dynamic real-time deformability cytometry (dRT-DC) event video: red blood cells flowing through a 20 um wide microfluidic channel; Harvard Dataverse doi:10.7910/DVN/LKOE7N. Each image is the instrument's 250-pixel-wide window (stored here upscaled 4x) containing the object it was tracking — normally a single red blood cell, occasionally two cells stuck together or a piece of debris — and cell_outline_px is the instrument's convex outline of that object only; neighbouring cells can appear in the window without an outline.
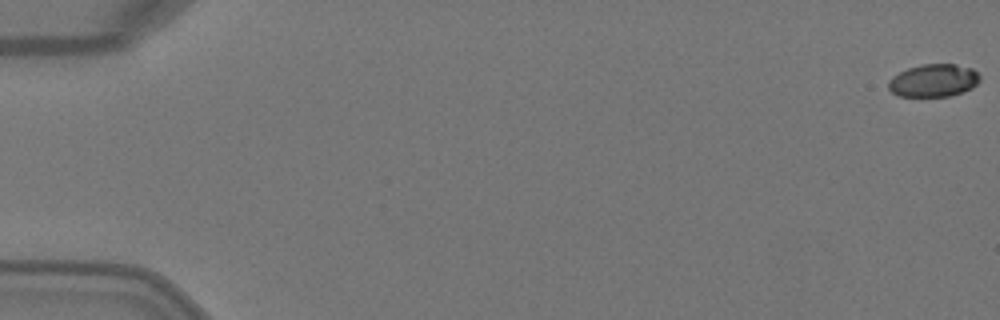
{"species": "Egyptian fruit bat (a non-hibernating species)", "species_latin": "Rousettus aegyptiacus", "temperature_condition": "warm", "stored_images_in_passage": 5, "camera_frame_rate_fps": 3000, "um_per_image_px": 0.085, "animal": {"sex": "female"}, "frame": {"image": 1, "passage_image": 1, "time_ms": 0.0, "image_size_px": [1000, 320], "cell_outline_px": [[980, 80], [972, 88], [964, 92], [948, 96], [900, 96], [892, 92], [888, 88], [888, 80], [892, 76], [908, 68], [920, 64], [956, 64], [972, 68], [980, 76]], "centroid_in_image_um": [79.35, 6.83], "position_along_channel_um": 5.6, "area_um2": 17.51}}